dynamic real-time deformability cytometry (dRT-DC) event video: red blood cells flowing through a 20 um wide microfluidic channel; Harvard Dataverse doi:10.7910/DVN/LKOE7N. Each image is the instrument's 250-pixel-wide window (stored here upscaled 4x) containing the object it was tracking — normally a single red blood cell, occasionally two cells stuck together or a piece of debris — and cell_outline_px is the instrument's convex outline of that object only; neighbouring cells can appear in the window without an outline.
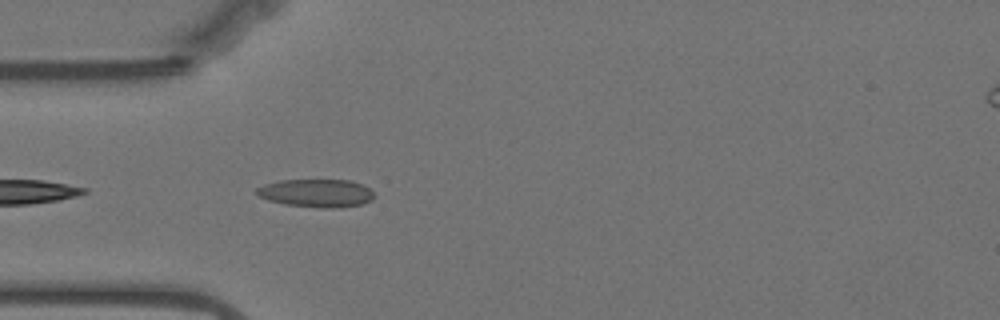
{"species": "Egyptian fruit bat (a non-hibernating species)", "species_latin": "Rousettus aegyptiacus", "temperature_condition": "warm", "stored_images_in_passage": 6, "camera_frame_rate_fps": 3000, "um_per_image_px": 0.085, "animal": {"sex": "female"}, "frame": {"image": 1, "passage_image": 3, "time_ms": 0.667, "image_size_px": [1000, 320], "cell_outline_px": [[376, 196], [372, 200], [364, 204], [340, 208], [324, 208], [284, 204], [268, 200], [260, 196], [256, 192], [256, 188], [264, 184], [280, 180], [352, 180], [368, 188]], "centroid_in_image_um": [26.92, 16.42], "position_along_channel_um": 58.1, "area_um2": 19.31}}